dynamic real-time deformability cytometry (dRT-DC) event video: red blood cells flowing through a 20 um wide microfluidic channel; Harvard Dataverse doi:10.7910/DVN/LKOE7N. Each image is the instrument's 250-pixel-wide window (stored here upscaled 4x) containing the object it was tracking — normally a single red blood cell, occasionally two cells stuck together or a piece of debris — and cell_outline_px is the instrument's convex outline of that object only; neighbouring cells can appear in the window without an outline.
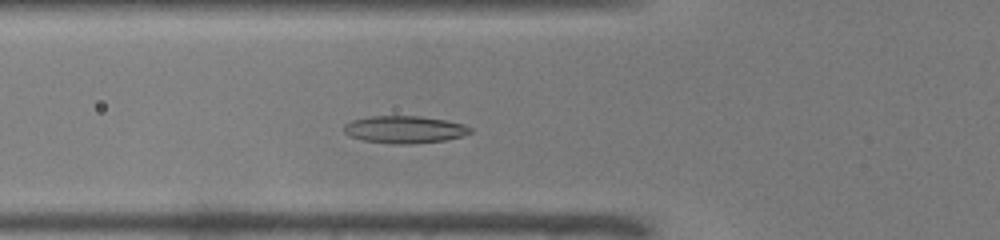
{"species": "common noctule bat (a hibernating species)", "species_latin": "Nyctalus noctula", "temperature_condition": "warm", "stored_images_in_passage": 31, "camera_frame_rate_fps": 3000, "um_per_image_px": 0.085, "animal": {"sex": "male", "body_mass_g": 19.0, "forearm_length_mm": 50.8}, "frame": {"image": 1, "passage_image": 5, "time_ms": 1.333, "image_size_px": [1000, 240], "cell_outline_px": [[472, 132], [460, 136], [444, 140], [412, 144], [392, 144], [364, 140], [348, 136], [344, 132], [344, 124], [352, 120], [372, 116], [420, 116], [448, 120], [464, 124], [472, 128]], "centroid_in_image_um": [34.38, 11.0], "position_along_channel_um": 91.4, "area_um2": 20.17}}
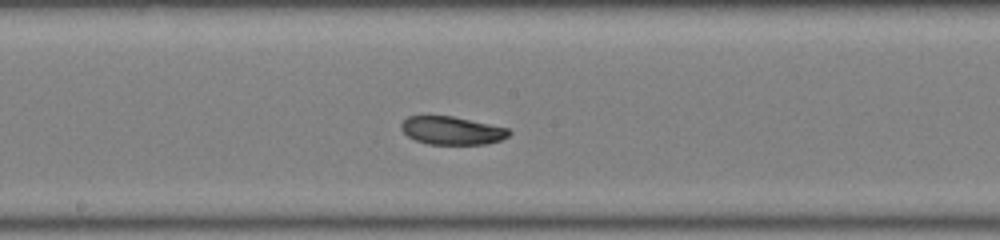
{"frame": {"image": 2, "passage_image": 14, "time_ms": 4.333, "image_size_px": [1000, 240], "cell_outline_px": [[512, 132], [508, 136], [500, 140], [484, 144], [428, 144], [416, 140], [408, 136], [400, 128], [400, 124], [408, 116], [452, 116], [508, 128]], "centroid_in_image_um": [38.4, 11.09], "position_along_channel_um": 209.8, "area_um2": 17.51}}
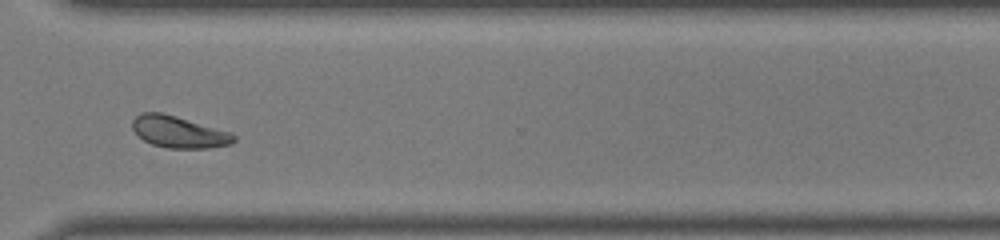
{"frame": {"image": 3, "passage_image": 25, "time_ms": 8.0, "image_size_px": [1000, 240], "cell_outline_px": [[236, 140], [232, 144], [208, 148], [168, 148], [152, 144], [144, 140], [132, 128], [132, 120], [136, 116], [144, 112], [160, 112], [176, 116], [228, 132], [236, 136]], "centroid_in_image_um": [15.19, 11.22], "position_along_channel_um": 355.4, "area_um2": 18.44}, "authors_computed_cell_mechanics": {"area_um2": 18.6116, "velocity_mm_per_s": 3.9612, "shape_relaxation_time_tau1_ms": null, "shape_relaxation_time_tau2_ms": 3.4361, "deformation_change_tau1": null, "deformation_change_tau2": 0.0868}}